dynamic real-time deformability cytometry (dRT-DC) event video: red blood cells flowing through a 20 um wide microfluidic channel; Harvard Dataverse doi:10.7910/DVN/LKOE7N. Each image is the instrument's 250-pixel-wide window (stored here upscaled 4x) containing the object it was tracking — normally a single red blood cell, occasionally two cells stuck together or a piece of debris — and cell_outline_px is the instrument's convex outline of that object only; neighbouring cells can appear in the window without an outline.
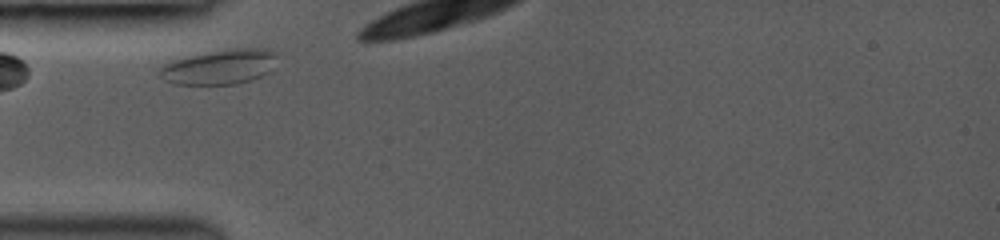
{"species": "common noctule bat (a hibernating species)", "species_latin": "Nyctalus noctula", "temperature_condition": "room temperature", "stored_images_in_passage": 5, "camera_frame_rate_fps": 3000, "um_per_image_px": 0.085, "animal": {"sex": "female", "body_mass_g": 19.0, "forearm_length_mm": 53.3}, "frame": {"image": 1, "passage_image": 1, "time_ms": 0.0, "image_size_px": [1000, 240], "cell_outline_px": [[276, 56], [268, 72], [252, 80], [236, 84], [172, 84], [164, 80], [156, 72], [164, 64], [172, 60], [188, 56], [208, 52], [236, 48], [272, 48], [276, 52]], "centroid_in_image_um": [18.63, 5.68], "position_along_channel_um": 66.4, "area_um2": 23.87}}
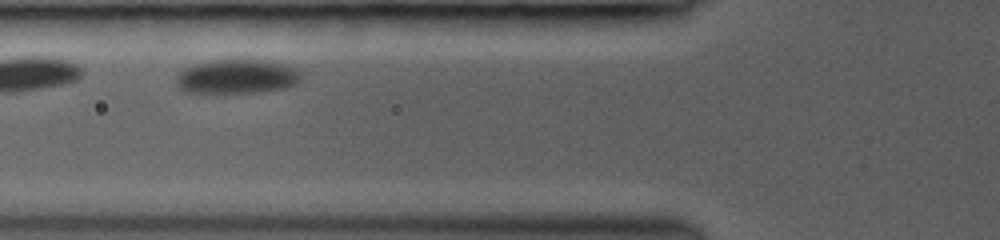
{"frame": {"image": 2, "passage_image": 4, "time_ms": 2.333, "image_size_px": [1000, 240], "cell_outline_px": [[300, 80], [296, 84], [284, 88], [256, 92], [184, 92], [176, 84], [176, 76], [184, 68], [192, 64], [212, 60], [264, 60], [284, 64], [292, 68], [300, 76]], "centroid_in_image_um": [20.07, 6.5], "position_along_channel_um": 105.7, "area_um2": 24.57}}